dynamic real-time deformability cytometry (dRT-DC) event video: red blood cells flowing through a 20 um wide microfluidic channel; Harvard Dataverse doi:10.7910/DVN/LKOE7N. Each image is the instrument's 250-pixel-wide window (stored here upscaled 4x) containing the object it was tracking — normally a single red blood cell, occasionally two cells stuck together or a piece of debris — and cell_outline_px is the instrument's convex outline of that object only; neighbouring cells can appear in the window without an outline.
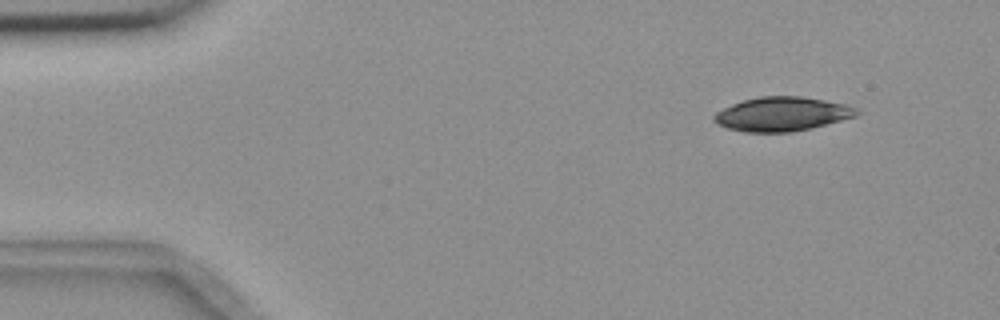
{"species": "common noctule bat (a hibernating species)", "species_latin": "Nyctalus noctula", "temperature_condition": "room temperature", "stored_images_in_passage": 6, "camera_frame_rate_fps": 3000, "um_per_image_px": 0.085, "animal": {"sex": "female", "body_mass_g": 18.4}, "frame": {"image": 1, "passage_image": 2, "time_ms": 1.0, "image_size_px": [1000, 320], "cell_outline_px": [[860, 112], [856, 116], [812, 128], [792, 132], [744, 132], [728, 128], [716, 124], [712, 120], [712, 116], [716, 112], [732, 104], [744, 100], [760, 96], [800, 96], [824, 100], [844, 104], [856, 108]], "centroid_in_image_um": [66.44, 9.7], "position_along_channel_um": 18.6, "area_um2": 28.32}}